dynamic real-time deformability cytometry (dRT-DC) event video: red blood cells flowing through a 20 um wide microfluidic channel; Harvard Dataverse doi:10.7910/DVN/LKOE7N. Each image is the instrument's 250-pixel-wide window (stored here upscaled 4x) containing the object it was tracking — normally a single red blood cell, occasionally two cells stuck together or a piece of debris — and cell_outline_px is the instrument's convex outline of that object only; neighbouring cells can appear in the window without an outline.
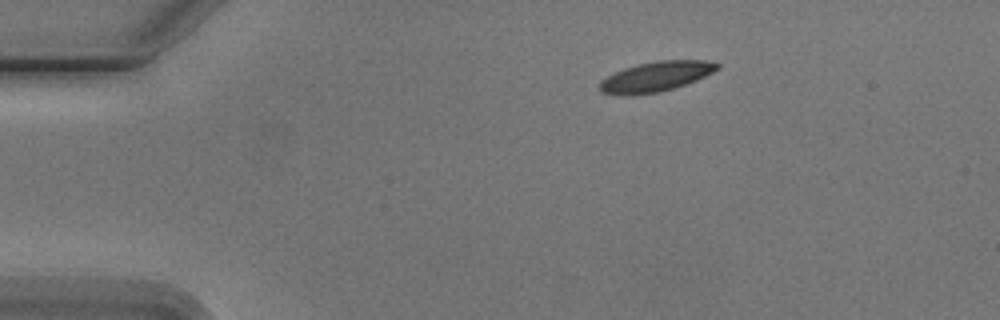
{"species": "Egyptian fruit bat (a non-hibernating species)", "species_latin": "Rousettus aegyptiacus", "temperature_condition": "cold", "stored_images_in_passage": 3, "camera_frame_rate_fps": 3000, "um_per_image_px": 0.085, "animal": {"sex": "male"}, "frame": {"image": 1, "passage_image": 1, "time_ms": 0.0, "image_size_px": [1000, 320], "cell_outline_px": [[720, 68], [696, 80], [660, 92], [632, 96], [620, 96], [600, 92], [600, 80], [624, 68], [636, 64], [656, 60], [704, 60], [720, 64]], "centroid_in_image_um": [55.71, 6.52], "position_along_channel_um": 29.3, "area_um2": 20.63}}